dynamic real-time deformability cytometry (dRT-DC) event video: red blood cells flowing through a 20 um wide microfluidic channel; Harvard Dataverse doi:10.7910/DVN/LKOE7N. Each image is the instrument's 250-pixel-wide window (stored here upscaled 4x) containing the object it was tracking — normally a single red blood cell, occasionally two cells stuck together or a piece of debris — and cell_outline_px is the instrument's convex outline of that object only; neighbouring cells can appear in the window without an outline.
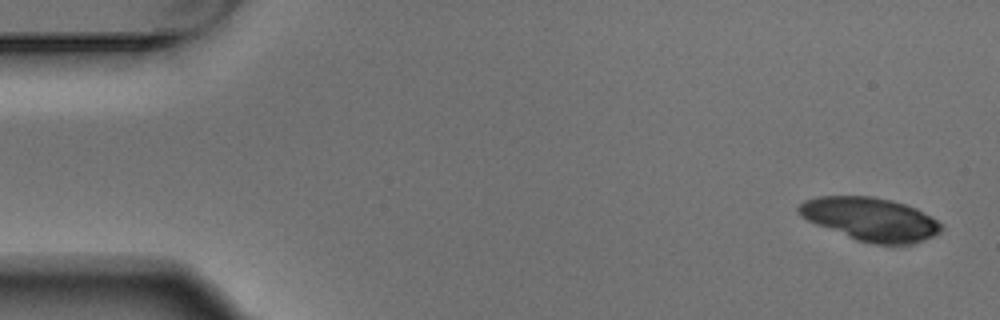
{"species": "Egyptian fruit bat (a non-hibernating species)", "species_latin": "Rousettus aegyptiacus", "temperature_condition": "warm", "stored_images_in_passage": 5, "camera_frame_rate_fps": 3000, "um_per_image_px": 0.085, "animal": {"sex": "male"}, "frame": {"image": 1, "passage_image": 1, "time_ms": 0.0, "image_size_px": [1000, 320], "cell_outline_px": [[944, 228], [940, 232], [924, 240], [912, 244], [872, 244], [856, 240], [816, 224], [800, 216], [796, 208], [804, 200], [820, 196], [872, 196], [892, 200], [916, 208], [932, 216], [944, 224]], "centroid_in_image_um": [74.02, 18.63], "position_along_channel_um": 11.0, "area_um2": 36.13}}